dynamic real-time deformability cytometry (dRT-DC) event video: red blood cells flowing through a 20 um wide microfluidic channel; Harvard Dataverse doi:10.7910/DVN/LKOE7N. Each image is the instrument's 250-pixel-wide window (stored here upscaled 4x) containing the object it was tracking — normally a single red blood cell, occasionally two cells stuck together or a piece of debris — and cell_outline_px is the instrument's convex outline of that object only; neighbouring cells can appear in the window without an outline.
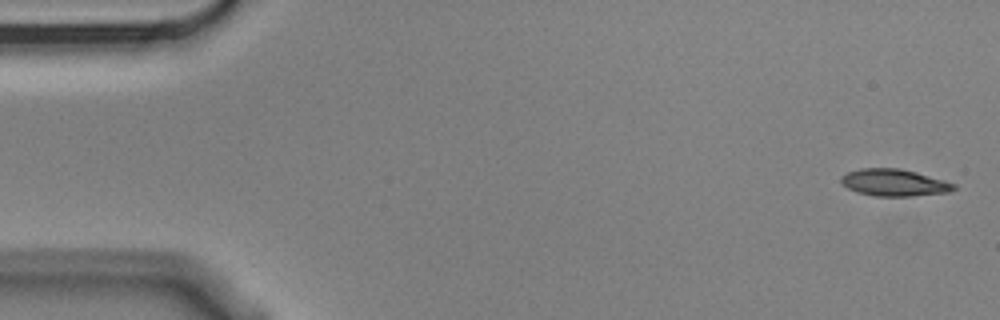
{"species": "Egyptian fruit bat (a non-hibernating species)", "species_latin": "Rousettus aegyptiacus", "temperature_condition": "cold", "stored_images_in_passage": 5, "camera_frame_rate_fps": 3000, "um_per_image_px": 0.085, "animal": {"sex": "male"}, "frame": {"image": 1, "passage_image": 1, "time_ms": 0.0, "image_size_px": [1000, 320], "cell_outline_px": [[956, 188], [948, 192], [912, 196], [876, 196], [856, 192], [848, 188], [840, 180], [840, 176], [848, 172], [860, 168], [900, 168], [916, 172], [944, 180], [956, 184]], "centroid_in_image_um": [76.0, 15.52], "position_along_channel_um": 9.0, "area_um2": 17.69}}
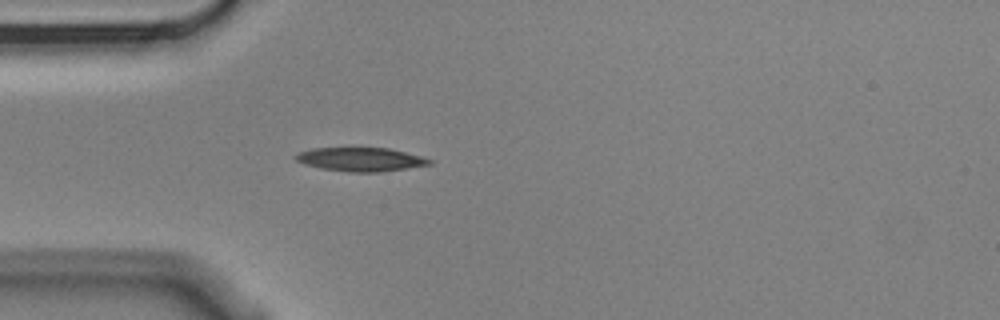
{"frame": {"image": 2, "passage_image": 5, "time_ms": 1.333, "image_size_px": [1000, 320], "cell_outline_px": [[432, 164], [380, 172], [348, 172], [320, 168], [304, 164], [296, 160], [292, 156], [300, 152], [312, 148], [388, 148], [424, 156], [432, 160]], "centroid_in_image_um": [30.66, 13.55], "position_along_channel_um": 54.3, "area_um2": 18.55}}